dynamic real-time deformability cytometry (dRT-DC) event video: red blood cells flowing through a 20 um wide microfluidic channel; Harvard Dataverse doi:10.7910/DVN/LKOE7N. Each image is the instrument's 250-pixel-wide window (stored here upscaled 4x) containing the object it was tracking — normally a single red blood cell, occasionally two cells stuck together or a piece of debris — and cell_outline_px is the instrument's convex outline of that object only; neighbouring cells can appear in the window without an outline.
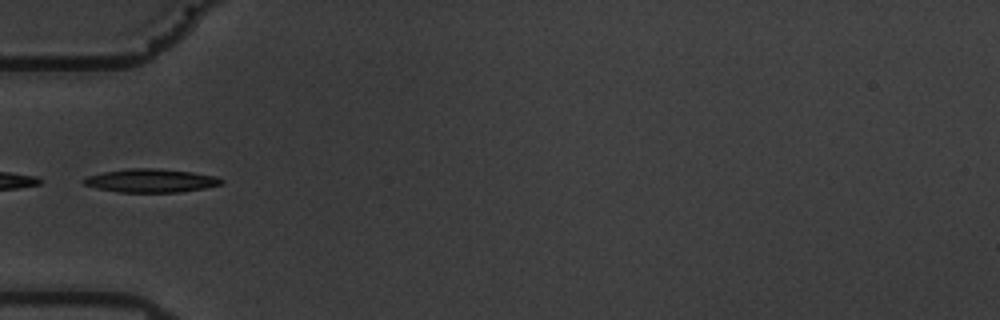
{"species": "common noctule bat (a hibernating species)", "species_latin": "Nyctalus noctula", "temperature_condition": "warm", "stored_images_in_passage": 9, "camera_frame_rate_fps": 3000, "um_per_image_px": 0.085, "animal": {"sex": "male", "body_mass_g": 19.5, "forearm_length_mm": 54.6}, "frame": {"image": 1, "passage_image": 1, "time_ms": 0.0, "image_size_px": [1000, 320], "cell_outline_px": [[224, 180], [220, 184], [204, 188], [180, 192], [120, 192], [96, 188], [84, 184], [80, 180], [88, 176], [100, 172], [132, 168], [156, 168], [192, 172], [216, 176]], "centroid_in_image_um": [12.79, 15.35], "position_along_channel_um": 72.2, "area_um2": 18.79}}